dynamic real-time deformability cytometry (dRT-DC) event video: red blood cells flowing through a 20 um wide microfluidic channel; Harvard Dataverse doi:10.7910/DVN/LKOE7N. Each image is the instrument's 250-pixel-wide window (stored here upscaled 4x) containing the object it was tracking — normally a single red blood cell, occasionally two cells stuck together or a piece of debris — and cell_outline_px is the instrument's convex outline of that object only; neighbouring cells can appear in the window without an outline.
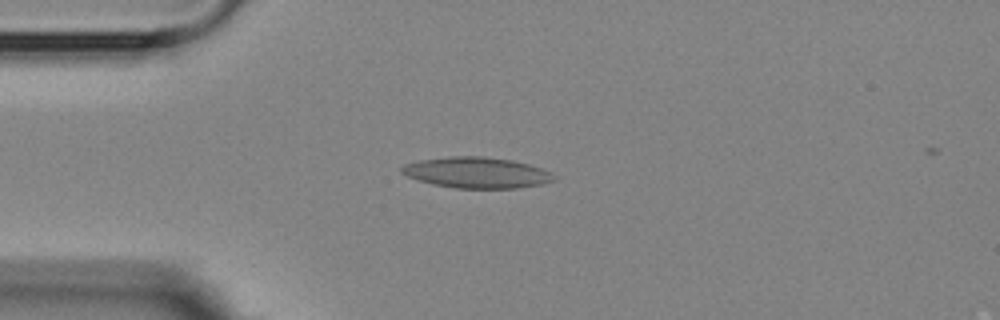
{"species": "Egyptian fruit bat (a non-hibernating species)", "species_latin": "Rousettus aegyptiacus", "temperature_condition": "room temperature", "stored_images_in_passage": 7, "camera_frame_rate_fps": 3000, "um_per_image_px": 0.085, "animal": {"sex": "female"}, "frame": {"image": 1, "passage_image": 2, "time_ms": 1.0, "image_size_px": [1000, 320], "cell_outline_px": [[556, 180], [544, 184], [516, 188], [456, 188], [432, 184], [408, 176], [400, 172], [400, 168], [404, 164], [420, 160], [448, 156], [484, 156], [512, 160], [528, 164], [552, 172], [556, 176]], "centroid_in_image_um": [40.55, 14.67], "position_along_channel_um": 44.5, "area_um2": 27.51}}
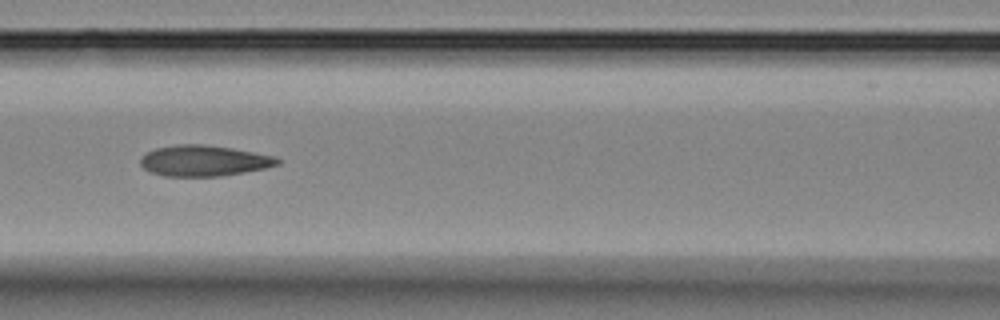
{"frame": {"image": 2, "passage_image": 5, "time_ms": 4.333, "image_size_px": [1000, 320], "cell_outline_px": [[280, 164], [264, 168], [244, 172], [220, 176], [164, 176], [148, 172], [140, 164], [140, 156], [156, 148], [180, 144], [204, 144], [232, 148], [276, 156], [280, 160]], "centroid_in_image_um": [17.31, 13.66], "position_along_channel_um": 149.3, "area_um2": 24.68}}
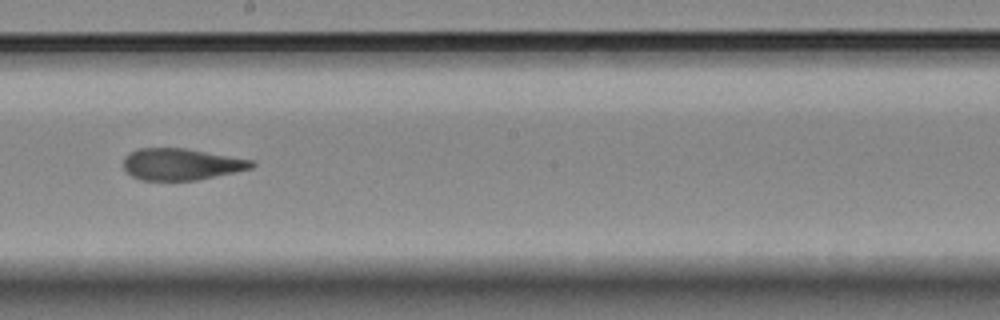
{"frame": {"image": 3, "passage_image": 7, "time_ms": 6.667, "image_size_px": [1000, 320], "cell_outline_px": [[256, 164], [252, 168], [196, 180], [140, 180], [132, 176], [124, 168], [124, 156], [128, 152], [136, 148], [184, 148], [252, 160]], "centroid_in_image_um": [15.35, 13.95], "position_along_channel_um": 232.8, "area_um2": 23.47}}